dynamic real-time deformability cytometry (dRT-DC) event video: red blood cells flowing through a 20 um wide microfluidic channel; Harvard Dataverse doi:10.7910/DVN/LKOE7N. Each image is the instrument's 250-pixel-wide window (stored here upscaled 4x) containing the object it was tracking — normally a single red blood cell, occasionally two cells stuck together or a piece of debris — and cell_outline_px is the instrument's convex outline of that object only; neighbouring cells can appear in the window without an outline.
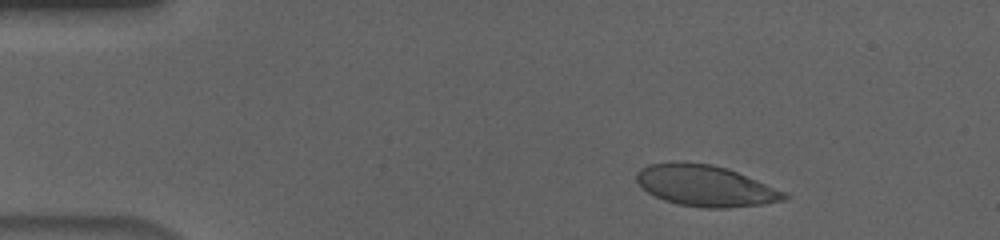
{"species": "human", "species_latin": "Homo sapiens", "temperature_condition": "cold", "stored_images_in_passage": 53, "camera_frame_rate_fps": 3000, "um_per_image_px": 0.085, "donor": {"sex": "male"}, "frame": {"image": 1, "passage_image": 6, "time_ms": 1.667, "image_size_px": [1000, 240], "cell_outline_px": [[792, 196], [788, 200], [764, 204], [728, 208], [704, 208], [676, 204], [664, 200], [648, 192], [636, 180], [636, 172], [640, 168], [648, 164], [672, 160], [684, 160], [712, 164], [728, 168], [788, 192]], "centroid_in_image_um": [60.0, 15.77], "position_along_channel_um": 25.0, "area_um2": 36.3}}
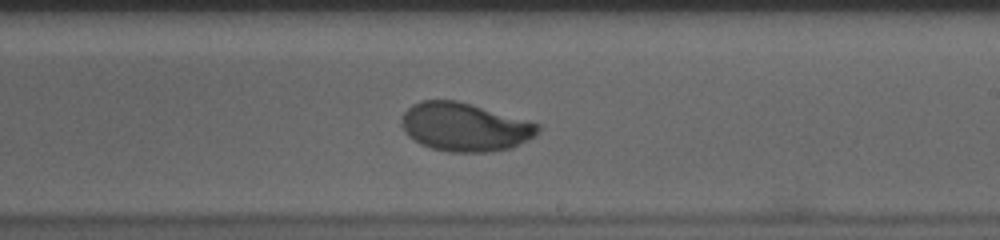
{"frame": {"image": 2, "passage_image": 31, "time_ms": 10.0, "image_size_px": [1000, 240], "cell_outline_px": [[540, 132], [528, 140], [512, 148], [492, 152], [448, 152], [432, 148], [420, 144], [408, 136], [404, 132], [400, 124], [400, 120], [404, 112], [412, 104], [420, 100], [456, 100], [472, 104], [528, 120], [540, 124]], "centroid_in_image_um": [39.5, 10.8], "position_along_channel_um": 249.5, "area_um2": 38.96}}
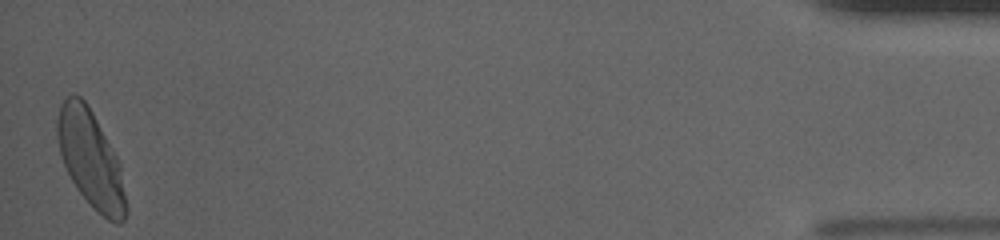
{"frame": {"image": 3, "passage_image": 53, "time_ms": 17.333, "image_size_px": [1000, 240], "cell_outline_px": [[128, 212], [124, 220], [120, 224], [116, 224], [108, 220], [76, 188], [60, 156], [56, 136], [56, 120], [60, 104], [72, 92], [80, 96], [88, 104], [112, 148], [120, 164], [128, 208]], "centroid_in_image_um": [7.7, 13.49], "position_along_channel_um": 427.5, "area_um2": 38.67}, "authors_computed_cell_mechanics": {"area_um2": 37.4544, "velocity_mm_per_s": 3.6342, "shape_relaxation_time_tau1_ms": 3.8457, "shape_relaxation_time_tau2_ms": null, "deformation_change_tau1": 0.166, "deformation_change_tau2": null}}